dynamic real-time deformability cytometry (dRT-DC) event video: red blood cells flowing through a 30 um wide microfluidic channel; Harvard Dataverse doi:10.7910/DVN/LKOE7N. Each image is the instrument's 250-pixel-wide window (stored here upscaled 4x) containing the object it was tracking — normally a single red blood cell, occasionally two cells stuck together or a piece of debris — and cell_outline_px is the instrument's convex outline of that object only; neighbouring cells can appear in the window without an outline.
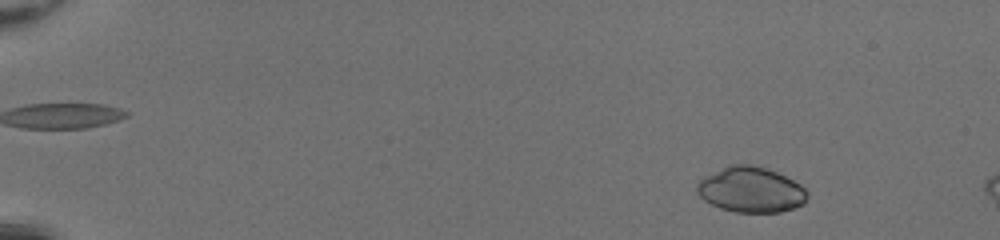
{"species": "common noctule bat (a hibernating species)", "species_latin": "Nyctalus noctula", "temperature_condition": "room temperature", "stored_images_in_passage": 11, "camera_frame_rate_fps": 3000, "um_per_image_px": 0.085, "animal": {"sex": "female", "body_mass_g": 20.0, "forearm_length_mm": 54.0}, "frame": {"image": 1, "passage_image": 5, "time_ms": 1.333, "image_size_px": [1000, 240], "cell_outline_px": [[808, 196], [804, 204], [780, 212], [736, 212], [720, 208], [704, 200], [696, 192], [696, 184], [704, 176], [728, 164], [752, 164], [768, 168], [800, 184], [808, 192]], "centroid_in_image_um": [63.8, 16.11], "position_along_channel_um": 21.2, "area_um2": 29.36}}